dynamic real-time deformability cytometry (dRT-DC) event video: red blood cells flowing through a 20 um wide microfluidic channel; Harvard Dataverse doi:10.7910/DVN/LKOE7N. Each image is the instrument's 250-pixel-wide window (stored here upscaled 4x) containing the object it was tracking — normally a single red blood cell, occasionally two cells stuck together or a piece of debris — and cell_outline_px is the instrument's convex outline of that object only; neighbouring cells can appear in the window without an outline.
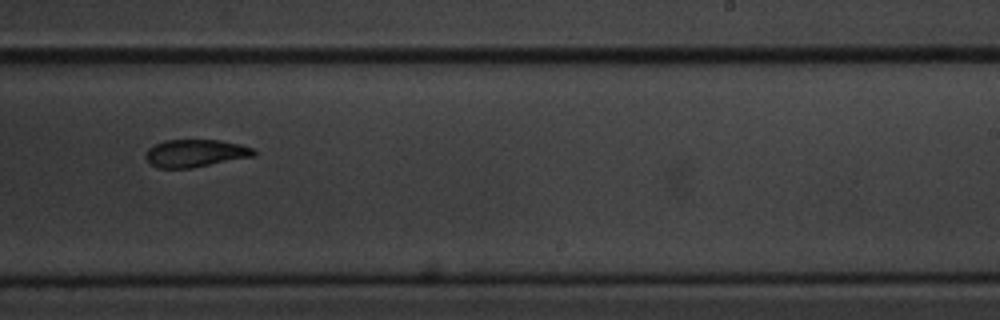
{"species": "common noctule bat (a hibernating species)", "species_latin": "Nyctalus noctula", "temperature_condition": "cold", "stored_images_in_passage": 16, "camera_frame_rate_fps": 3000, "um_per_image_px": 0.085, "animal": {"sex": "male", "body_mass_g": 20.1, "forearm_length_mm": 53.5}, "frame": {"image": 1, "passage_image": 10, "time_ms": 11.667, "image_size_px": [1000, 320], "cell_outline_px": [[256, 156], [192, 168], [156, 168], [148, 164], [144, 156], [148, 148], [164, 140], [220, 140], [240, 144], [252, 148], [256, 152]], "centroid_in_image_um": [16.58, 13.03], "position_along_channel_um": 272.4, "area_um2": 17.63}}
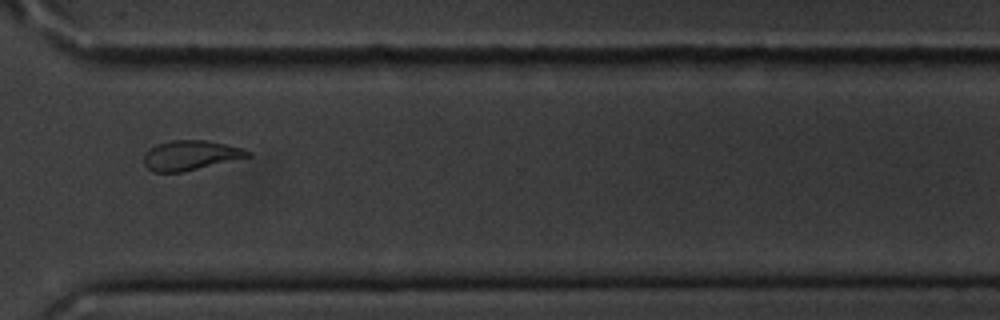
{"frame": {"image": 2, "passage_image": 12, "time_ms": 14.0, "image_size_px": [1000, 320], "cell_outline_px": [[252, 156], [180, 172], [152, 172], [144, 164], [144, 152], [156, 144], [172, 140], [204, 140], [244, 148], [252, 152]], "centroid_in_image_um": [16.18, 13.19], "position_along_channel_um": 354.4, "area_um2": 17.92}, "authors_computed_cell_mechanics": {"area_um2": 18.3226, "velocity_mm_per_s": 3.5208, "shape_relaxation_time_tau1_ms": 1.395, "shape_relaxation_time_tau2_ms": 1.9436, "deformation_change_tau1": 0.0807, "deformation_change_tau2": 0.0514}}